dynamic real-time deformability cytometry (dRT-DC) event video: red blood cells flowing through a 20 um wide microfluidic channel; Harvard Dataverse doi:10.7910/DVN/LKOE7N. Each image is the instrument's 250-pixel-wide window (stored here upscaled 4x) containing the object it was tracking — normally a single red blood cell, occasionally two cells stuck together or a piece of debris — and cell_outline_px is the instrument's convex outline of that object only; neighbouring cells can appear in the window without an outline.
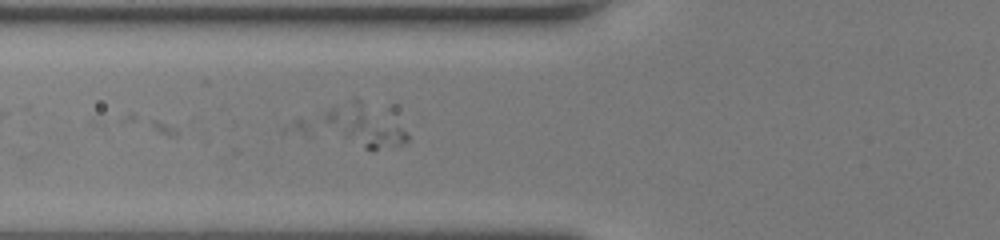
{"species": "human", "species_latin": "Homo sapiens", "temperature_condition": "room temperature", "stored_images_in_passage": 15, "camera_frame_rate_fps": 3000, "um_per_image_px": 0.085, "donor": {"sex": "female"}, "frame": {"image": 1, "passage_image": 7, "time_ms": 2.0, "image_size_px": [1000, 240], "cell_outline_px": [[408, 140], [404, 144], [372, 152], [364, 148], [328, 120], [324, 116], [324, 112], [356, 96], [408, 132]], "centroid_in_image_um": [31.15, 10.66], "position_along_channel_um": 94.6, "area_um2": 18.38}}
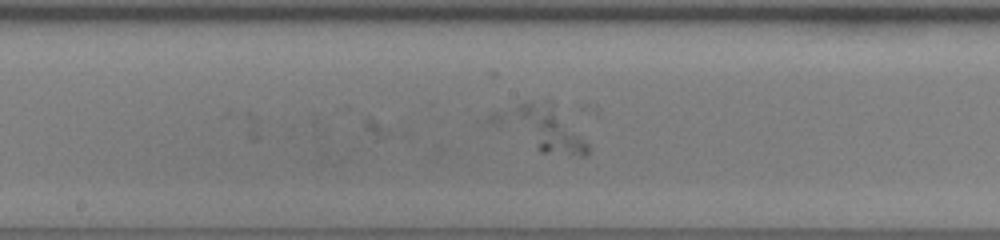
{"frame": {"image": 2, "passage_image": 15, "time_ms": 4.667, "image_size_px": [1000, 240], "cell_outline_px": [[588, 152], [584, 156], [580, 156], [540, 152], [536, 148], [520, 112], [520, 104], [552, 100], [588, 144]], "centroid_in_image_um": [46.94, 11.02], "position_along_channel_um": 201.3, "area_um2": 17.51}}